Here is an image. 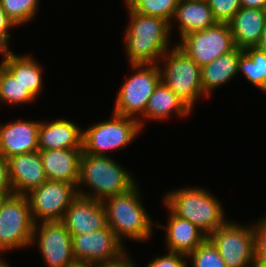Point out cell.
<instances>
[{"instance_id":"6da1fadb","label":"cell","mask_w":266,"mask_h":267,"mask_svg":"<svg viewBox=\"0 0 266 267\" xmlns=\"http://www.w3.org/2000/svg\"><path fill=\"white\" fill-rule=\"evenodd\" d=\"M126 8L129 23L123 44L129 65L160 64L158 62L171 48V23L164 18L139 14Z\"/></svg>"},{"instance_id":"7a4b0ae2","label":"cell","mask_w":266,"mask_h":267,"mask_svg":"<svg viewBox=\"0 0 266 267\" xmlns=\"http://www.w3.org/2000/svg\"><path fill=\"white\" fill-rule=\"evenodd\" d=\"M138 183L132 173L114 161L110 155H90L82 153L80 158L78 195L103 201L108 197L130 191ZM87 186V192L80 186ZM80 187V188H79Z\"/></svg>"},{"instance_id":"3957f363","label":"cell","mask_w":266,"mask_h":267,"mask_svg":"<svg viewBox=\"0 0 266 267\" xmlns=\"http://www.w3.org/2000/svg\"><path fill=\"white\" fill-rule=\"evenodd\" d=\"M163 201L173 214L189 220L207 236L227 222L222 203L206 188L172 190L165 194Z\"/></svg>"},{"instance_id":"277c9868","label":"cell","mask_w":266,"mask_h":267,"mask_svg":"<svg viewBox=\"0 0 266 267\" xmlns=\"http://www.w3.org/2000/svg\"><path fill=\"white\" fill-rule=\"evenodd\" d=\"M139 189L136 185L126 193L111 196L102 201L107 225L123 245L122 238H129L136 242L147 241L152 236V230L156 224L142 205Z\"/></svg>"},{"instance_id":"5b68a950","label":"cell","mask_w":266,"mask_h":267,"mask_svg":"<svg viewBox=\"0 0 266 267\" xmlns=\"http://www.w3.org/2000/svg\"><path fill=\"white\" fill-rule=\"evenodd\" d=\"M161 81L193 110L199 97H207L201 84V67L177 45L170 48L159 61Z\"/></svg>"},{"instance_id":"8992f818","label":"cell","mask_w":266,"mask_h":267,"mask_svg":"<svg viewBox=\"0 0 266 267\" xmlns=\"http://www.w3.org/2000/svg\"><path fill=\"white\" fill-rule=\"evenodd\" d=\"M134 74L121 85L113 113L139 120L143 116L148 100L161 82L159 64H130Z\"/></svg>"},{"instance_id":"52a82bcc","label":"cell","mask_w":266,"mask_h":267,"mask_svg":"<svg viewBox=\"0 0 266 267\" xmlns=\"http://www.w3.org/2000/svg\"><path fill=\"white\" fill-rule=\"evenodd\" d=\"M112 115L110 120L83 130L84 153L108 156V151L127 147L139 136L142 128L138 120L115 113Z\"/></svg>"},{"instance_id":"ba28073f","label":"cell","mask_w":266,"mask_h":267,"mask_svg":"<svg viewBox=\"0 0 266 267\" xmlns=\"http://www.w3.org/2000/svg\"><path fill=\"white\" fill-rule=\"evenodd\" d=\"M33 227L27 195H8L0 207V255L31 246Z\"/></svg>"},{"instance_id":"9c48e42d","label":"cell","mask_w":266,"mask_h":267,"mask_svg":"<svg viewBox=\"0 0 266 267\" xmlns=\"http://www.w3.org/2000/svg\"><path fill=\"white\" fill-rule=\"evenodd\" d=\"M227 267H253V224L240 225L230 220L208 236Z\"/></svg>"},{"instance_id":"30bf717a","label":"cell","mask_w":266,"mask_h":267,"mask_svg":"<svg viewBox=\"0 0 266 267\" xmlns=\"http://www.w3.org/2000/svg\"><path fill=\"white\" fill-rule=\"evenodd\" d=\"M77 196L76 185L65 181L46 180L27 194L34 224L39 221H61L65 211Z\"/></svg>"},{"instance_id":"8fae6325","label":"cell","mask_w":266,"mask_h":267,"mask_svg":"<svg viewBox=\"0 0 266 267\" xmlns=\"http://www.w3.org/2000/svg\"><path fill=\"white\" fill-rule=\"evenodd\" d=\"M180 39L181 42L176 45L200 67L235 48L228 23L217 22L212 27L188 33Z\"/></svg>"},{"instance_id":"7c38bea8","label":"cell","mask_w":266,"mask_h":267,"mask_svg":"<svg viewBox=\"0 0 266 267\" xmlns=\"http://www.w3.org/2000/svg\"><path fill=\"white\" fill-rule=\"evenodd\" d=\"M71 239L72 235L61 221L34 224L32 244L37 241L48 267H70L76 263Z\"/></svg>"},{"instance_id":"4fadbf2b","label":"cell","mask_w":266,"mask_h":267,"mask_svg":"<svg viewBox=\"0 0 266 267\" xmlns=\"http://www.w3.org/2000/svg\"><path fill=\"white\" fill-rule=\"evenodd\" d=\"M72 251L76 262L98 264L118 258L125 246L106 225L91 233L72 235Z\"/></svg>"},{"instance_id":"5bb4252c","label":"cell","mask_w":266,"mask_h":267,"mask_svg":"<svg viewBox=\"0 0 266 267\" xmlns=\"http://www.w3.org/2000/svg\"><path fill=\"white\" fill-rule=\"evenodd\" d=\"M61 222L71 235L91 233L107 225L102 202L81 195L72 201Z\"/></svg>"},{"instance_id":"9a60e30c","label":"cell","mask_w":266,"mask_h":267,"mask_svg":"<svg viewBox=\"0 0 266 267\" xmlns=\"http://www.w3.org/2000/svg\"><path fill=\"white\" fill-rule=\"evenodd\" d=\"M40 121L14 120L0 123V154L6 159L39 150Z\"/></svg>"},{"instance_id":"2e32d148","label":"cell","mask_w":266,"mask_h":267,"mask_svg":"<svg viewBox=\"0 0 266 267\" xmlns=\"http://www.w3.org/2000/svg\"><path fill=\"white\" fill-rule=\"evenodd\" d=\"M13 194L27 195L46 180L39 150L8 158Z\"/></svg>"},{"instance_id":"e0dca14e","label":"cell","mask_w":266,"mask_h":267,"mask_svg":"<svg viewBox=\"0 0 266 267\" xmlns=\"http://www.w3.org/2000/svg\"><path fill=\"white\" fill-rule=\"evenodd\" d=\"M43 168L50 181H65L77 186L83 148L39 150Z\"/></svg>"},{"instance_id":"ac0fdd59","label":"cell","mask_w":266,"mask_h":267,"mask_svg":"<svg viewBox=\"0 0 266 267\" xmlns=\"http://www.w3.org/2000/svg\"><path fill=\"white\" fill-rule=\"evenodd\" d=\"M167 211L169 213L167 224H157V227L164 228L166 231L165 241L168 251L188 255L208 238L203 231L189 220L178 217L169 209Z\"/></svg>"},{"instance_id":"d6986e66","label":"cell","mask_w":266,"mask_h":267,"mask_svg":"<svg viewBox=\"0 0 266 267\" xmlns=\"http://www.w3.org/2000/svg\"><path fill=\"white\" fill-rule=\"evenodd\" d=\"M39 150L83 148V129L69 120L40 121Z\"/></svg>"},{"instance_id":"ffe728a7","label":"cell","mask_w":266,"mask_h":267,"mask_svg":"<svg viewBox=\"0 0 266 267\" xmlns=\"http://www.w3.org/2000/svg\"><path fill=\"white\" fill-rule=\"evenodd\" d=\"M228 24L235 47H255L266 24V10L241 7Z\"/></svg>"},{"instance_id":"44dd1931","label":"cell","mask_w":266,"mask_h":267,"mask_svg":"<svg viewBox=\"0 0 266 267\" xmlns=\"http://www.w3.org/2000/svg\"><path fill=\"white\" fill-rule=\"evenodd\" d=\"M191 112L192 110L185 102L161 81L150 96L145 112L138 121L140 127L143 128L145 122L143 120H166L174 113L181 118H185Z\"/></svg>"},{"instance_id":"7402d4cb","label":"cell","mask_w":266,"mask_h":267,"mask_svg":"<svg viewBox=\"0 0 266 267\" xmlns=\"http://www.w3.org/2000/svg\"><path fill=\"white\" fill-rule=\"evenodd\" d=\"M173 19L178 22L180 38L217 23L207 0H180Z\"/></svg>"},{"instance_id":"603a6c76","label":"cell","mask_w":266,"mask_h":267,"mask_svg":"<svg viewBox=\"0 0 266 267\" xmlns=\"http://www.w3.org/2000/svg\"><path fill=\"white\" fill-rule=\"evenodd\" d=\"M242 52L243 49L235 47L231 52L201 67V84L207 98L216 88L228 83L238 74V61Z\"/></svg>"},{"instance_id":"cb8c5ba5","label":"cell","mask_w":266,"mask_h":267,"mask_svg":"<svg viewBox=\"0 0 266 267\" xmlns=\"http://www.w3.org/2000/svg\"><path fill=\"white\" fill-rule=\"evenodd\" d=\"M16 80L25 86L36 98L43 87L41 65L29 54L16 55L9 50L1 64Z\"/></svg>"},{"instance_id":"d4e9b609","label":"cell","mask_w":266,"mask_h":267,"mask_svg":"<svg viewBox=\"0 0 266 267\" xmlns=\"http://www.w3.org/2000/svg\"><path fill=\"white\" fill-rule=\"evenodd\" d=\"M237 71L242 72L254 86L266 92V53L257 47L244 48Z\"/></svg>"},{"instance_id":"484cf974","label":"cell","mask_w":266,"mask_h":267,"mask_svg":"<svg viewBox=\"0 0 266 267\" xmlns=\"http://www.w3.org/2000/svg\"><path fill=\"white\" fill-rule=\"evenodd\" d=\"M37 98L0 65V102L12 106L28 104Z\"/></svg>"},{"instance_id":"4316f807","label":"cell","mask_w":266,"mask_h":267,"mask_svg":"<svg viewBox=\"0 0 266 267\" xmlns=\"http://www.w3.org/2000/svg\"><path fill=\"white\" fill-rule=\"evenodd\" d=\"M180 0H127L124 5L133 12L164 18L171 23Z\"/></svg>"},{"instance_id":"83f0119b","label":"cell","mask_w":266,"mask_h":267,"mask_svg":"<svg viewBox=\"0 0 266 267\" xmlns=\"http://www.w3.org/2000/svg\"><path fill=\"white\" fill-rule=\"evenodd\" d=\"M39 0H0L2 9L16 26L30 22L38 11Z\"/></svg>"},{"instance_id":"f1b7e54d","label":"cell","mask_w":266,"mask_h":267,"mask_svg":"<svg viewBox=\"0 0 266 267\" xmlns=\"http://www.w3.org/2000/svg\"><path fill=\"white\" fill-rule=\"evenodd\" d=\"M192 267H227L220 253L213 243L207 238L187 255Z\"/></svg>"},{"instance_id":"f546056e","label":"cell","mask_w":266,"mask_h":267,"mask_svg":"<svg viewBox=\"0 0 266 267\" xmlns=\"http://www.w3.org/2000/svg\"><path fill=\"white\" fill-rule=\"evenodd\" d=\"M214 19L220 23H228L241 8L240 0H207Z\"/></svg>"},{"instance_id":"4dcf8cb0","label":"cell","mask_w":266,"mask_h":267,"mask_svg":"<svg viewBox=\"0 0 266 267\" xmlns=\"http://www.w3.org/2000/svg\"><path fill=\"white\" fill-rule=\"evenodd\" d=\"M255 260L266 259V216L253 222Z\"/></svg>"},{"instance_id":"1f68e13d","label":"cell","mask_w":266,"mask_h":267,"mask_svg":"<svg viewBox=\"0 0 266 267\" xmlns=\"http://www.w3.org/2000/svg\"><path fill=\"white\" fill-rule=\"evenodd\" d=\"M186 259L187 255L185 254L169 251L166 255L155 256L147 267H189Z\"/></svg>"},{"instance_id":"d6a6232c","label":"cell","mask_w":266,"mask_h":267,"mask_svg":"<svg viewBox=\"0 0 266 267\" xmlns=\"http://www.w3.org/2000/svg\"><path fill=\"white\" fill-rule=\"evenodd\" d=\"M0 191H3L8 195L13 194V189L9 177L8 159H6L1 154H0Z\"/></svg>"},{"instance_id":"836d02e7","label":"cell","mask_w":266,"mask_h":267,"mask_svg":"<svg viewBox=\"0 0 266 267\" xmlns=\"http://www.w3.org/2000/svg\"><path fill=\"white\" fill-rule=\"evenodd\" d=\"M17 27L13 21L6 15L0 4V40L9 47L11 35L10 29Z\"/></svg>"},{"instance_id":"e575fe53","label":"cell","mask_w":266,"mask_h":267,"mask_svg":"<svg viewBox=\"0 0 266 267\" xmlns=\"http://www.w3.org/2000/svg\"><path fill=\"white\" fill-rule=\"evenodd\" d=\"M127 251H124L118 258L95 264V267H136L134 260L126 255Z\"/></svg>"},{"instance_id":"d590c367","label":"cell","mask_w":266,"mask_h":267,"mask_svg":"<svg viewBox=\"0 0 266 267\" xmlns=\"http://www.w3.org/2000/svg\"><path fill=\"white\" fill-rule=\"evenodd\" d=\"M241 7L266 10V0H240Z\"/></svg>"},{"instance_id":"8d00e7d4","label":"cell","mask_w":266,"mask_h":267,"mask_svg":"<svg viewBox=\"0 0 266 267\" xmlns=\"http://www.w3.org/2000/svg\"><path fill=\"white\" fill-rule=\"evenodd\" d=\"M255 47H257L259 50L266 53V24H265V27L263 29V33L261 35L260 41Z\"/></svg>"},{"instance_id":"74e56055","label":"cell","mask_w":266,"mask_h":267,"mask_svg":"<svg viewBox=\"0 0 266 267\" xmlns=\"http://www.w3.org/2000/svg\"><path fill=\"white\" fill-rule=\"evenodd\" d=\"M10 47H8L4 42L0 40V53L3 56V58L6 56L7 52L10 50Z\"/></svg>"},{"instance_id":"f35d334b","label":"cell","mask_w":266,"mask_h":267,"mask_svg":"<svg viewBox=\"0 0 266 267\" xmlns=\"http://www.w3.org/2000/svg\"><path fill=\"white\" fill-rule=\"evenodd\" d=\"M70 267H95V264L76 262Z\"/></svg>"},{"instance_id":"ab89813d","label":"cell","mask_w":266,"mask_h":267,"mask_svg":"<svg viewBox=\"0 0 266 267\" xmlns=\"http://www.w3.org/2000/svg\"><path fill=\"white\" fill-rule=\"evenodd\" d=\"M253 267H266V259L265 260H255Z\"/></svg>"},{"instance_id":"60d3db41","label":"cell","mask_w":266,"mask_h":267,"mask_svg":"<svg viewBox=\"0 0 266 267\" xmlns=\"http://www.w3.org/2000/svg\"><path fill=\"white\" fill-rule=\"evenodd\" d=\"M8 196L7 193L3 192V191H0V207H1V204L2 202L5 200V198Z\"/></svg>"},{"instance_id":"b9f144b4","label":"cell","mask_w":266,"mask_h":267,"mask_svg":"<svg viewBox=\"0 0 266 267\" xmlns=\"http://www.w3.org/2000/svg\"><path fill=\"white\" fill-rule=\"evenodd\" d=\"M0 267H9L8 263L2 257L0 258Z\"/></svg>"}]
</instances>
